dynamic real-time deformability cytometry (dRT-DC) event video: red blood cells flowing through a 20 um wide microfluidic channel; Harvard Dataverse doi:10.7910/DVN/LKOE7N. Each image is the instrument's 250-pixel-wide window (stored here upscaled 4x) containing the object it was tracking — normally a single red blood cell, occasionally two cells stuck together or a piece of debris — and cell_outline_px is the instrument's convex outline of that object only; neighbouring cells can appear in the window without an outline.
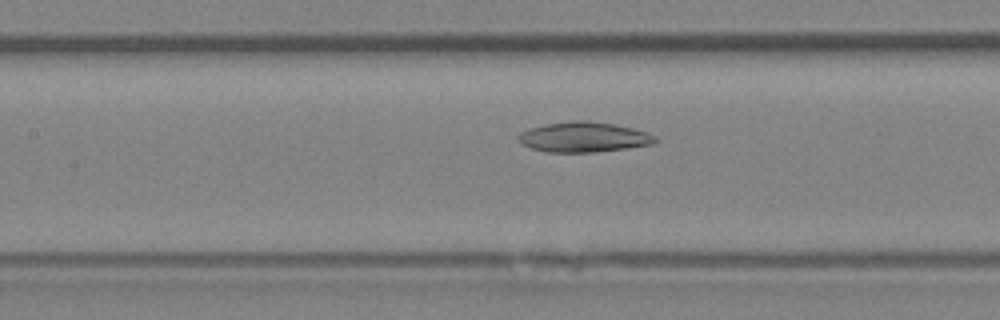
{"species": "Egyptian fruit bat (a non-hibernating species)", "species_latin": "Rousettus aegyptiacus", "temperature_condition": "room temperature", "stored_images_in_passage": 50, "camera_frame_rate_fps": 3000, "um_per_image_px": 0.085, "animal": {"sex": "female"}, "frame": {"image": 1, "passage_image": 23, "time_ms": 7.333, "image_size_px": [1000, 320], "cell_outline_px": [[656, 140], [652, 144], [628, 148], [592, 152], [544, 152], [520, 144], [516, 140], [516, 136], [520, 132], [528, 128], [544, 124], [576, 120], [588, 120], [616, 124], [632, 128], [656, 136]], "centroid_in_image_um": [49.53, 11.65], "position_along_channel_um": 157.9, "area_um2": 24.22}}
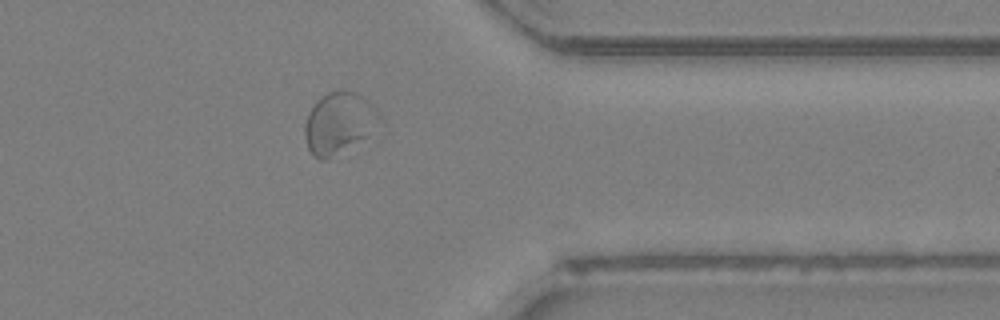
{"frame": {"image": 2, "passage_image": 40, "time_ms": 13.0, "image_size_px": [1000, 320], "cell_outline_px": [[384, 120], [364, 136], [328, 160], [320, 160], [312, 156], [308, 148], [304, 136], [304, 124], [308, 112], [316, 100], [328, 92], [340, 88], [344, 88], [356, 92], [368, 100], [384, 116]], "centroid_in_image_um": [28.79, 10.41], "position_along_channel_um": 382.6, "area_um2": 27.05}}
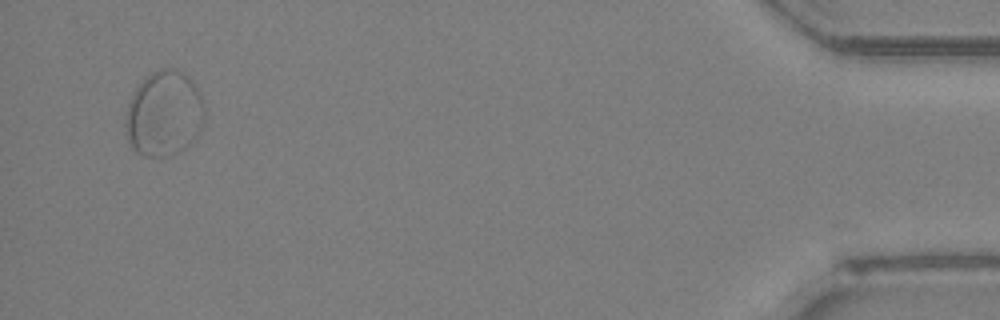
{"frame": {"image": 3, "passage_image": 48, "time_ms": 15.667, "image_size_px": [1000, 320], "cell_outline_px": [[204, 124], [200, 132], [192, 140], [172, 152], [164, 156], [144, 156], [136, 152], [132, 148], [128, 140], [124, 124], [128, 104], [136, 88], [152, 72], [160, 68], [176, 68], [188, 76], [200, 92], [204, 108]], "centroid_in_image_um": [13.94, 9.63], "position_along_channel_um": 421.3, "area_um2": 38.9}}